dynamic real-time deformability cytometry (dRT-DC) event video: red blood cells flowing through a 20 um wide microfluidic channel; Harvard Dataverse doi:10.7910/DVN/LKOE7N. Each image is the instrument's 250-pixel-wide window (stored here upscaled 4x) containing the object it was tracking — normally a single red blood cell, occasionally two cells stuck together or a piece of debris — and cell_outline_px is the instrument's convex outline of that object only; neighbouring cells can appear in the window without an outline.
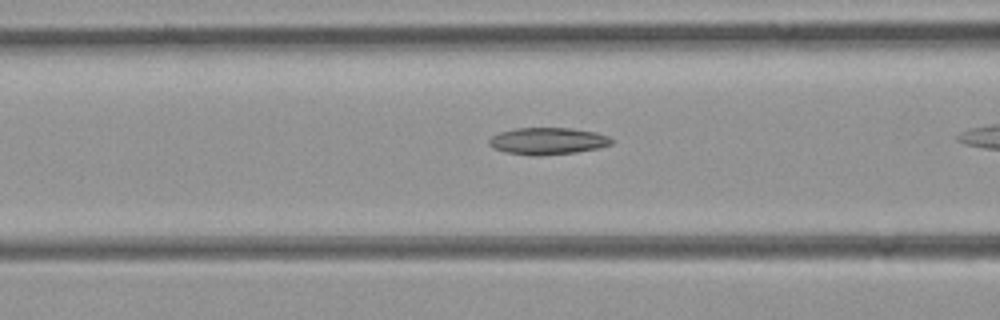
{"species": "common noctule bat (a hibernating species)", "species_latin": "Nyctalus noctula", "temperature_condition": "room temperature", "stored_images_in_passage": 15, "camera_frame_rate_fps": 3000, "um_per_image_px": 0.085, "animal": {"sex": "female", "body_mass_g": 21.9}, "frame": {"image": 1, "passage_image": 7, "time_ms": 2.0, "image_size_px": [1000, 320], "cell_outline_px": [[612, 144], [600, 148], [576, 152], [508, 152], [492, 148], [488, 144], [488, 140], [492, 136], [500, 132], [516, 128], [572, 128], [596, 132], [608, 136], [612, 140]], "centroid_in_image_um": [46.6, 11.93], "position_along_channel_um": 120.0, "area_um2": 18.21}}
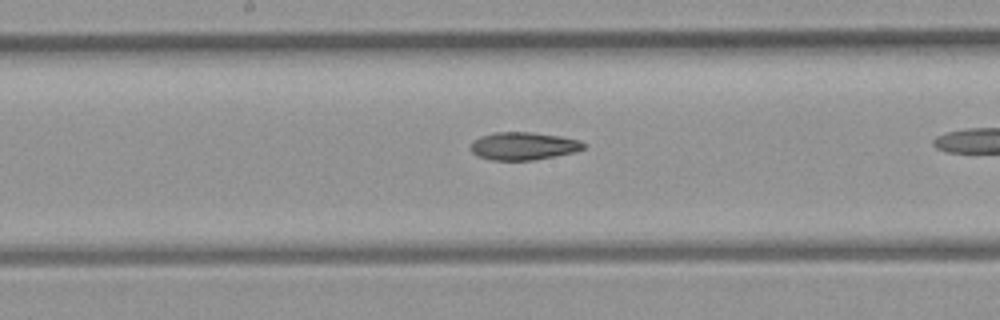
{"frame": {"image": 2, "passage_image": 13, "time_ms": 4.0, "image_size_px": [1000, 320], "cell_outline_px": [[588, 144], [584, 148], [576, 152], [532, 160], [492, 160], [476, 156], [472, 152], [472, 140], [480, 136], [496, 132], [532, 132], [560, 136], [580, 140]], "centroid_in_image_um": [44.51, 12.41], "position_along_channel_um": 203.7, "area_um2": 18.38}}